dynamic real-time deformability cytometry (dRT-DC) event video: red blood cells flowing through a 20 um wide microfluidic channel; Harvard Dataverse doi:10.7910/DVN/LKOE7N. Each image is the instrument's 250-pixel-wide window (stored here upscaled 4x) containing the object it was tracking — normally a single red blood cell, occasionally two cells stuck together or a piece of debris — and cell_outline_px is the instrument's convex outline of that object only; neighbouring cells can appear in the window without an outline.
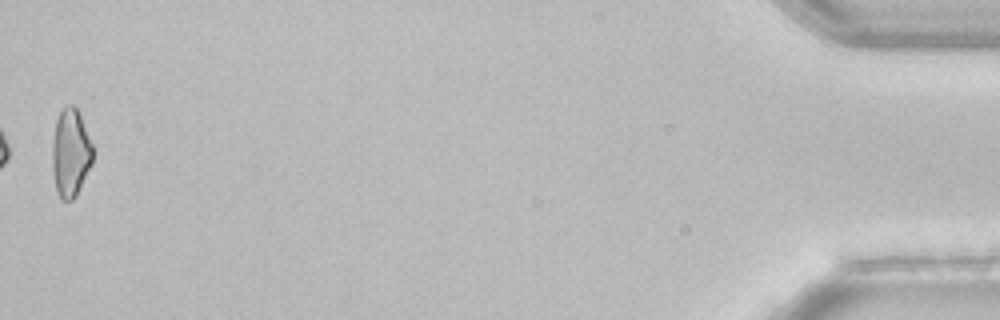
{"species": "common noctule bat (a hibernating species)", "species_latin": "Nyctalus noctula", "temperature_condition": "room temperature", "stored_images_in_passage": 53, "camera_frame_rate_fps": 3000, "um_per_image_px": 0.085, "animal": {"sex": "female", "body_mass_g": 22.7, "forearm_length_mm": 54.2}, "frame": {"image": 1, "passage_image": 53, "time_ms": 17.333, "image_size_px": [1000, 320], "cell_outline_px": [[92, 164], [76, 196], [72, 200], [60, 200], [56, 192], [52, 168], [52, 140], [56, 120], [64, 104], [72, 104], [80, 112], [92, 144]], "centroid_in_image_um": [5.98, 12.98], "position_along_channel_um": 429.2, "area_um2": 21.15}}